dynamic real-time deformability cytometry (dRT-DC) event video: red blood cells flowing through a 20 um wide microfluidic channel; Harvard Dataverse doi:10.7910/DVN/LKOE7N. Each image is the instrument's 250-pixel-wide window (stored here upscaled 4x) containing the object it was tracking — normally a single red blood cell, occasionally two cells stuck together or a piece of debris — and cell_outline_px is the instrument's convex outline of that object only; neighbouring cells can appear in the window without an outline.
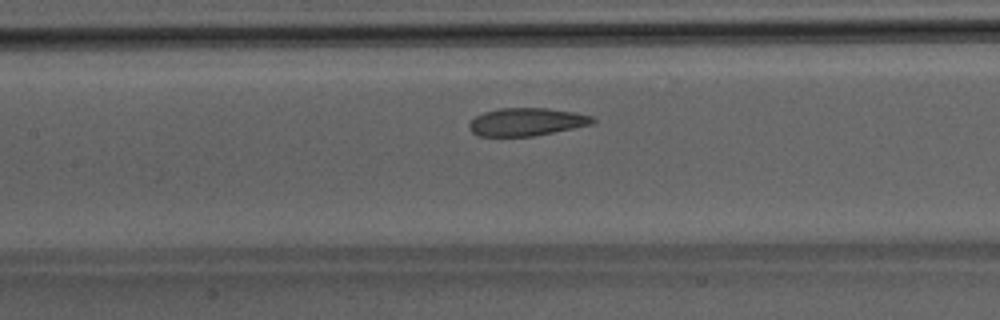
{"species": "Egyptian fruit bat (a non-hibernating species)", "species_latin": "Rousettus aegyptiacus", "temperature_condition": "room temperature", "stored_images_in_passage": 40, "camera_frame_rate_fps": 3000, "um_per_image_px": 0.085, "animal": {"sex": "male"}, "frame": {"image": 1, "passage_image": 14, "time_ms": 4.333, "image_size_px": [1000, 320], "cell_outline_px": [[596, 120], [592, 124], [532, 136], [480, 136], [472, 132], [468, 128], [468, 124], [476, 116], [484, 112], [500, 108], [548, 108], [572, 112], [592, 116]], "centroid_in_image_um": [44.73, 10.35], "position_along_channel_um": 162.7, "area_um2": 19.83}}
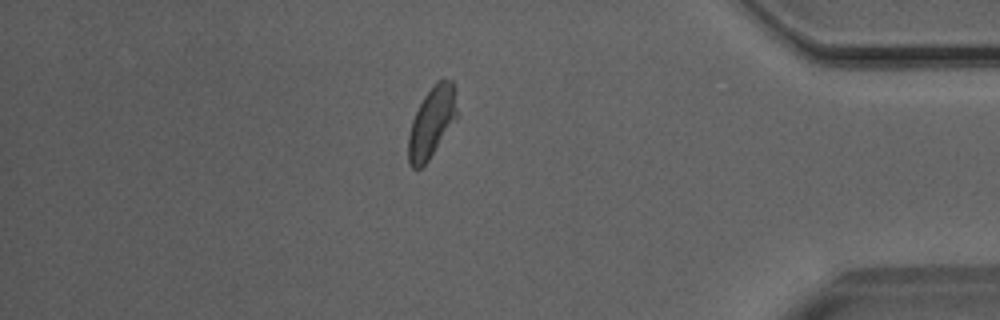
{"frame": {"image": 2, "passage_image": 33, "time_ms": 10.667, "image_size_px": [1000, 320], "cell_outline_px": [[456, 116], [428, 160], [420, 168], [412, 168], [408, 164], [408, 136], [412, 120], [424, 96], [436, 80], [452, 80], [456, 88]], "centroid_in_image_um": [36.67, 10.36], "position_along_channel_um": 398.5, "area_um2": 19.54}}
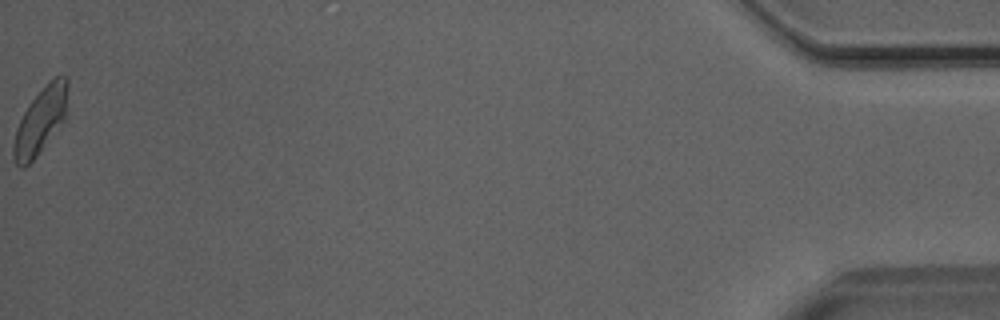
{"frame": {"image": 3, "passage_image": 40, "time_ms": 13.0, "image_size_px": [1000, 320], "cell_outline_px": [[68, 88], [64, 120], [36, 156], [24, 168], [20, 168], [16, 164], [12, 156], [12, 144], [16, 128], [28, 104], [56, 76], [64, 76], [68, 80]], "centroid_in_image_um": [3.41, 10.31], "position_along_channel_um": 431.8, "area_um2": 20.4}}